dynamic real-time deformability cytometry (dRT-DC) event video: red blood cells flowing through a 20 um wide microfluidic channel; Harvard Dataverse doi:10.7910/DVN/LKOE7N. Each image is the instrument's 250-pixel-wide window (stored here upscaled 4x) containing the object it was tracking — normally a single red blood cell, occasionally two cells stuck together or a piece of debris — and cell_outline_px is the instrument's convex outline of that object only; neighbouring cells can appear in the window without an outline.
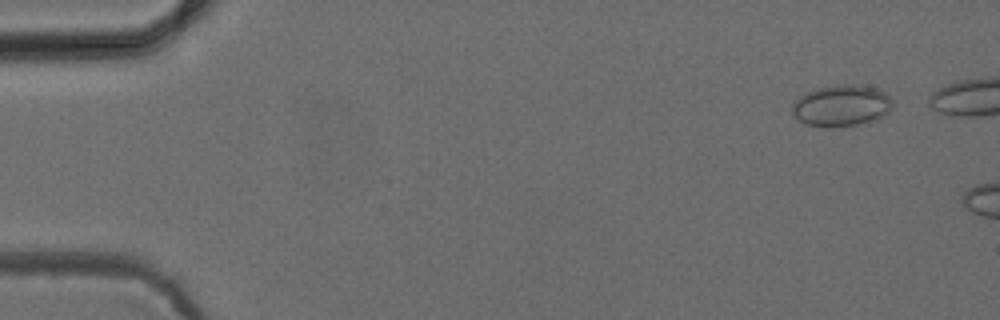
{"species": "common noctule bat (a hibernating species)", "species_latin": "Nyctalus noctula", "temperature_condition": "cold", "stored_images_in_passage": 3, "camera_frame_rate_fps": 3000, "um_per_image_px": 0.085, "animal": {"sex": "female", "body_mass_g": 24.6, "forearm_length_mm": 56.2}, "frame": {"image": 1, "passage_image": 1, "time_ms": 0.0, "image_size_px": [1000, 320], "cell_outline_px": [[892, 108], [884, 116], [868, 124], [828, 128], [804, 124], [792, 112], [792, 104], [800, 96], [808, 92], [832, 84], [856, 84], [876, 88], [884, 92], [892, 100]], "centroid_in_image_um": [71.56, 9.0], "position_along_channel_um": 13.4, "area_um2": 24.62}}